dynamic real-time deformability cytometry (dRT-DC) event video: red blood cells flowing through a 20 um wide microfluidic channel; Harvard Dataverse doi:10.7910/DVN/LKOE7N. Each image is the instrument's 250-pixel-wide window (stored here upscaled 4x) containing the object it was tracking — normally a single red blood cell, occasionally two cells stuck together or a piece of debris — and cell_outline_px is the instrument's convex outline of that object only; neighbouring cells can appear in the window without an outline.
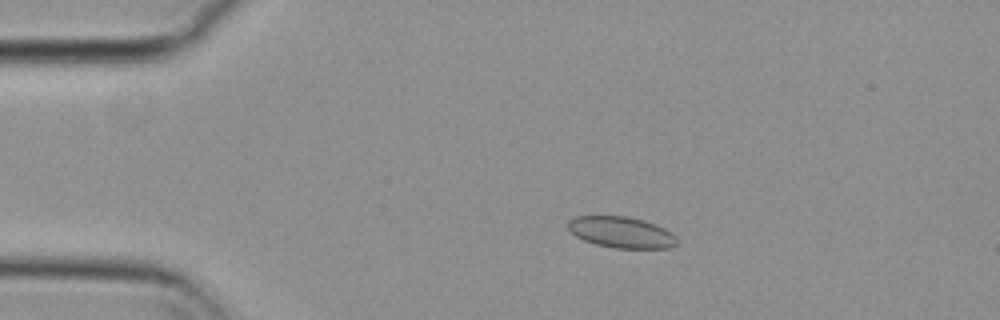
{"species": "common noctule bat (a hibernating species)", "species_latin": "Nyctalus noctula", "temperature_condition": "cold", "stored_images_in_passage": 57, "camera_frame_rate_fps": 3000, "um_per_image_px": 0.085, "animal": {"sex": "female", "body_mass_g": 29.2, "forearm_length_mm": 56.3}, "frame": {"image": 1, "passage_image": 12, "time_ms": 3.667, "image_size_px": [1000, 320], "cell_outline_px": [[680, 240], [676, 244], [668, 248], [612, 248], [596, 244], [584, 240], [576, 236], [568, 228], [568, 220], [576, 216], [628, 216], [644, 220], [664, 228], [672, 232]], "centroid_in_image_um": [52.84, 19.74], "position_along_channel_um": 32.2, "area_um2": 19.88}}
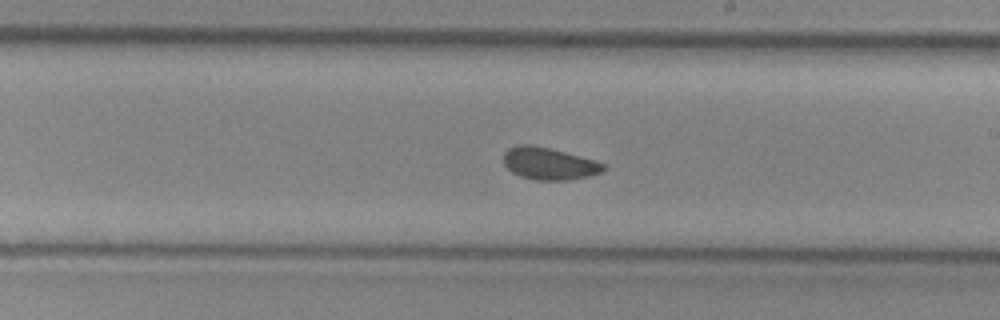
{"frame": {"image": 2, "passage_image": 33, "time_ms": 10.667, "image_size_px": [1000, 320], "cell_outline_px": [[608, 168], [604, 172], [588, 176], [568, 180], [536, 180], [520, 176], [512, 172], [504, 164], [504, 152], [508, 148], [520, 144], [532, 144], [552, 148], [596, 160], [608, 164]], "centroid_in_image_um": [46.73, 13.89], "position_along_channel_um": 242.3, "area_um2": 19.13}}
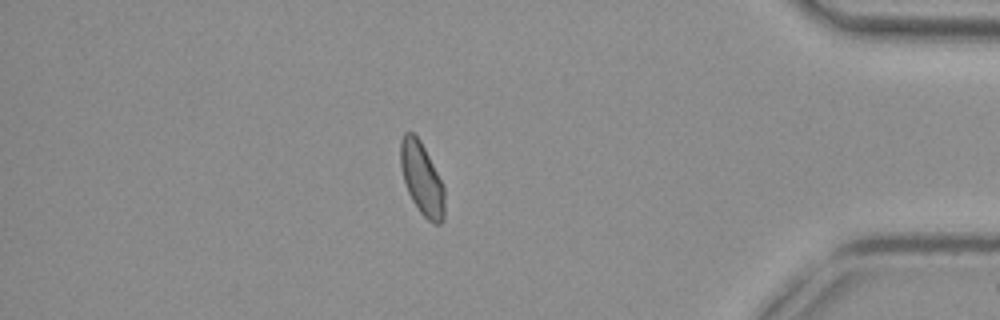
{"frame": {"image": 3, "passage_image": 49, "time_ms": 16.0, "image_size_px": [1000, 320], "cell_outline_px": [[444, 220], [440, 224], [432, 224], [420, 212], [412, 200], [408, 192], [404, 180], [400, 164], [400, 140], [404, 132], [412, 132], [420, 140], [444, 184]], "centroid_in_image_um": [35.86, 15.2], "position_along_channel_um": 399.3, "area_um2": 18.67}, "authors_computed_cell_mechanics": {"area_um2": 19.074, "velocity_mm_per_s": 3.6919, "shape_relaxation_time_tau1_ms": null, "shape_relaxation_time_tau2_ms": 2.291, "deformation_change_tau1": null, "deformation_change_tau2": 0.0566}}